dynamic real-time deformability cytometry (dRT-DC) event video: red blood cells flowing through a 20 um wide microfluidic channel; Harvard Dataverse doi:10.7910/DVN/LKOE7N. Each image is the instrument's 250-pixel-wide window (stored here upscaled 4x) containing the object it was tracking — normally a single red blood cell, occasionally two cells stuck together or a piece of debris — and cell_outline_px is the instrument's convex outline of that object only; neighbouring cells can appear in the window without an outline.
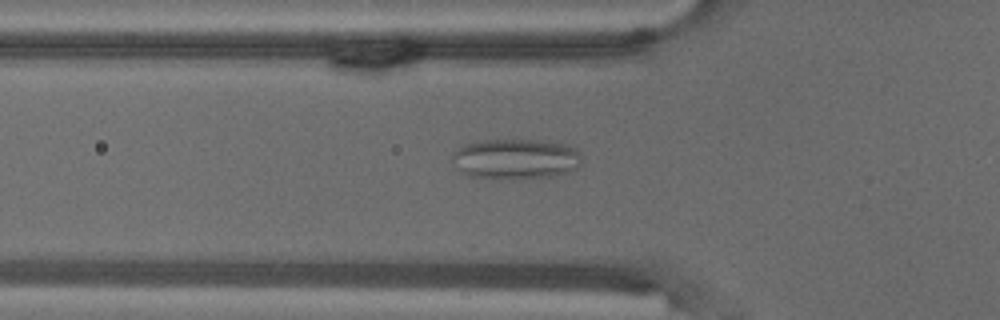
{"species": "common noctule bat (a hibernating species)", "species_latin": "Nyctalus noctula", "temperature_condition": "warm", "stored_images_in_passage": 55, "camera_frame_rate_fps": 3000, "um_per_image_px": 0.085, "animal": {"sex": "male", "body_mass_g": 18.8}, "frame": {"image": 1, "passage_image": 19, "time_ms": 6.0, "image_size_px": [1000, 320], "cell_outline_px": [[580, 164], [572, 172], [552, 176], [524, 180], [496, 180], [468, 176], [460, 172], [452, 164], [452, 152], [464, 144], [484, 140], [540, 140], [568, 144], [576, 148], [580, 152]], "centroid_in_image_um": [43.81, 13.54], "position_along_channel_um": 82.0, "area_um2": 31.56}}
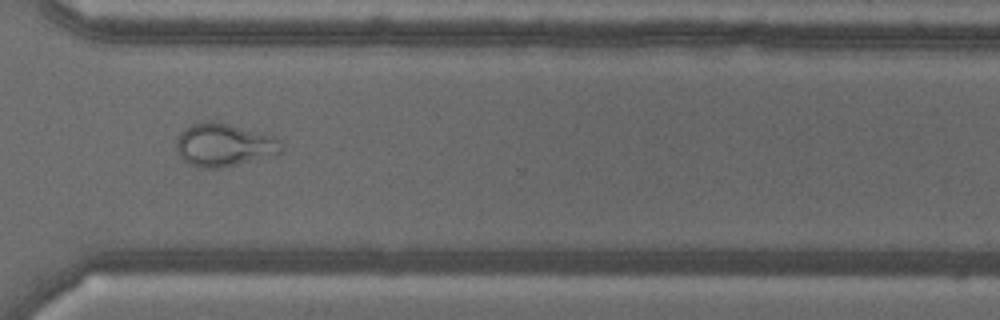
{"frame": {"image": 2, "passage_image": 41, "time_ms": 13.333, "image_size_px": [1000, 320], "cell_outline_px": [[284, 148], [280, 152], [224, 168], [196, 168], [188, 164], [180, 156], [176, 148], [176, 140], [180, 132], [184, 128], [192, 124], [212, 120], [228, 124], [272, 136], [280, 140], [284, 144]], "centroid_in_image_um": [18.99, 12.33], "position_along_channel_um": 351.6, "area_um2": 26.18}}
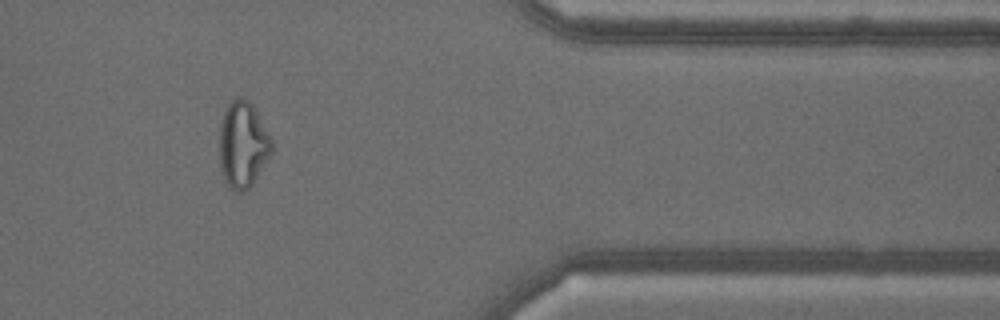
{"frame": {"image": 3, "passage_image": 46, "time_ms": 15.0, "image_size_px": [1000, 320], "cell_outline_px": [[272, 152], [252, 184], [244, 192], [236, 192], [228, 188], [220, 172], [220, 124], [224, 112], [228, 104], [236, 96], [244, 96], [252, 104], [272, 140]], "centroid_in_image_um": [20.62, 12.3], "position_along_channel_um": 390.8, "area_um2": 26.36}, "authors_computed_cell_mechanics": {"area_um2": 27.455, "velocity_mm_per_s": 3.6679, "shape_relaxation_time_tau1_ms": null, "shape_relaxation_time_tau2_ms": 1.219, "deformation_change_tau1": null, "deformation_change_tau2": 0.0862}}